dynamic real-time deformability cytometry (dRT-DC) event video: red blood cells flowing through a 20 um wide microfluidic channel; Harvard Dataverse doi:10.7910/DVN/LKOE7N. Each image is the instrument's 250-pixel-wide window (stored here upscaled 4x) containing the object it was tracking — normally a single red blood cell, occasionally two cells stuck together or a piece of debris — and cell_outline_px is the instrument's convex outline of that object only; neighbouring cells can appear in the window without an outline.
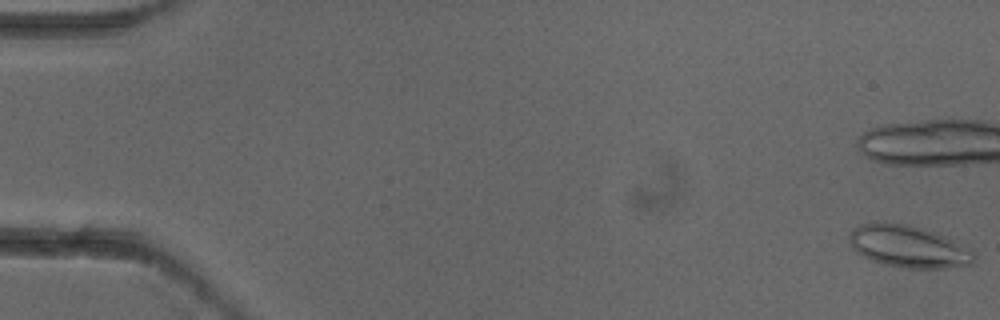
{"species": "common noctule bat (a hibernating species)", "species_latin": "Nyctalus noctula", "temperature_condition": "cold", "stored_images_in_passage": 6, "camera_frame_rate_fps": 3000, "um_per_image_px": 0.085, "animal": {"sex": "female"}, "frame": {"image": 1, "passage_image": 1, "time_ms": 0.0, "image_size_px": [1000, 320], "cell_outline_px": [[976, 256], [972, 264], [956, 268], [904, 268], [884, 264], [872, 260], [856, 252], [852, 248], [848, 240], [848, 236], [852, 228], [868, 220], [880, 220], [908, 224], [924, 228], [936, 232], [972, 248], [976, 252]], "centroid_in_image_um": [77.22, 20.92], "position_along_channel_um": 7.8, "area_um2": 31.67}}